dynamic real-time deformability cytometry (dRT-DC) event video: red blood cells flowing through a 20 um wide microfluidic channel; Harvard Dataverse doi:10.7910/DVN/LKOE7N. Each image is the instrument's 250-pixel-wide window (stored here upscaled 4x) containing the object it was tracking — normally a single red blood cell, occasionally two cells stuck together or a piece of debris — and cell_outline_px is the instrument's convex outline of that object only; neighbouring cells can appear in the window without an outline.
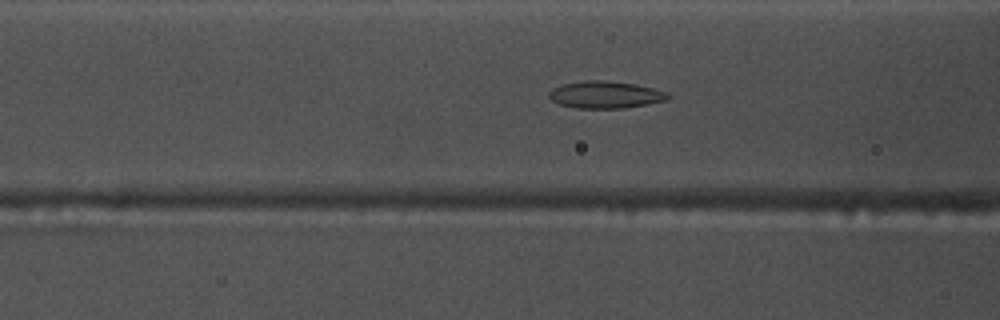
{"species": "common noctule bat (a hibernating species)", "species_latin": "Nyctalus noctula", "temperature_condition": "warm", "stored_images_in_passage": 53, "camera_frame_rate_fps": 3000, "um_per_image_px": 0.085, "animal": {"sex": "male", "body_mass_g": 17.5, "forearm_length_mm": 52.3}, "frame": {"image": 1, "passage_image": 20, "time_ms": 6.333, "image_size_px": [1000, 320], "cell_outline_px": [[672, 96], [668, 100], [648, 104], [624, 108], [576, 108], [560, 104], [552, 100], [548, 96], [548, 92], [552, 88], [560, 84], [584, 80], [604, 80], [636, 84], [668, 92]], "centroid_in_image_um": [51.46, 8.04], "position_along_channel_um": 115.1, "area_um2": 19.02}}
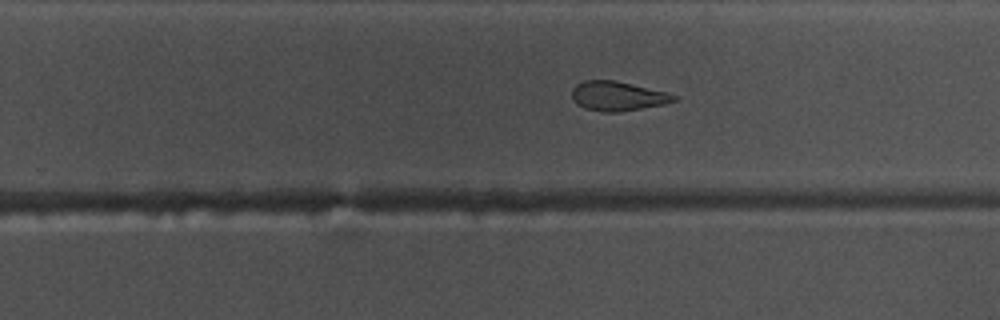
{"frame": {"image": 2, "passage_image": 33, "time_ms": 10.667, "image_size_px": [1000, 320], "cell_outline_px": [[680, 96], [676, 100], [664, 104], [620, 112], [604, 112], [584, 108], [576, 104], [572, 96], [572, 88], [576, 84], [584, 80], [616, 80]], "centroid_in_image_um": [52.47, 8.17], "position_along_channel_um": 277.3, "area_um2": 17.46}}
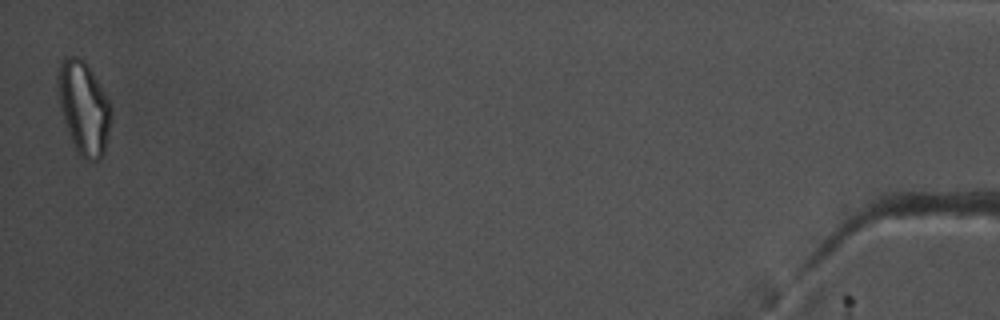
{"frame": {"image": 3, "passage_image": 53, "time_ms": 17.333, "image_size_px": [1000, 320], "cell_outline_px": [[108, 132], [104, 152], [100, 160], [92, 164], [84, 160], [76, 152], [72, 144], [60, 108], [56, 84], [56, 68], [64, 56], [80, 56], [88, 64], [104, 92], [108, 100]], "centroid_in_image_um": [7.04, 9.15], "position_along_channel_um": 428.2, "area_um2": 29.02}, "authors_computed_cell_mechanics": {"area_um2": 19.8832, "velocity_mm_per_s": 3.7505, "shape_relaxation_time_tau1_ms": null, "shape_relaxation_time_tau2_ms": 4.2166, "deformation_change_tau1": null, "deformation_change_tau2": 0.1232}}